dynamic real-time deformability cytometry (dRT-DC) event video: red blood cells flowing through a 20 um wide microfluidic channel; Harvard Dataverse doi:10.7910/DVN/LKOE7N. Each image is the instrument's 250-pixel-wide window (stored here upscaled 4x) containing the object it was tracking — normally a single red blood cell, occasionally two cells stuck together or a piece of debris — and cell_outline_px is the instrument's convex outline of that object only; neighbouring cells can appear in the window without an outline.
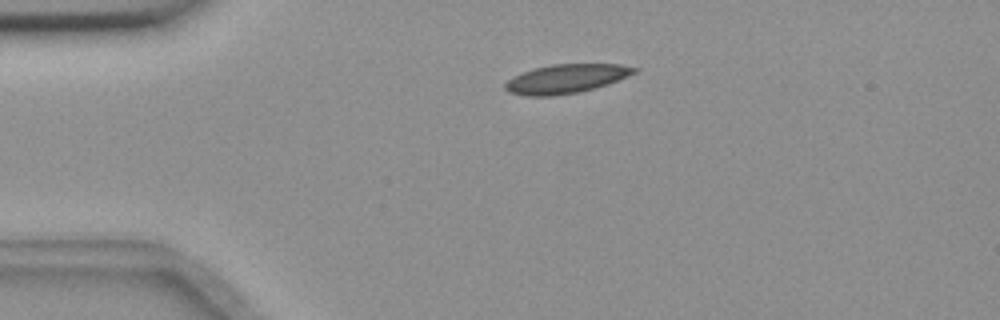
{"species": "common noctule bat (a hibernating species)", "species_latin": "Nyctalus noctula", "temperature_condition": "room temperature", "stored_images_in_passage": 2, "camera_frame_rate_fps": 3000, "um_per_image_px": 0.085, "animal": {"sex": "female", "body_mass_g": 18.4}, "frame": {"image": 1, "passage_image": 1, "time_ms": 0.0, "image_size_px": [1000, 320], "cell_outline_px": [[640, 68], [636, 72], [628, 76], [608, 84], [596, 88], [580, 92], [552, 96], [528, 96], [508, 92], [504, 88], [504, 84], [508, 80], [524, 72], [536, 68], [552, 64], [620, 64]], "centroid_in_image_um": [48.15, 6.7], "position_along_channel_um": 36.8, "area_um2": 21.73}}